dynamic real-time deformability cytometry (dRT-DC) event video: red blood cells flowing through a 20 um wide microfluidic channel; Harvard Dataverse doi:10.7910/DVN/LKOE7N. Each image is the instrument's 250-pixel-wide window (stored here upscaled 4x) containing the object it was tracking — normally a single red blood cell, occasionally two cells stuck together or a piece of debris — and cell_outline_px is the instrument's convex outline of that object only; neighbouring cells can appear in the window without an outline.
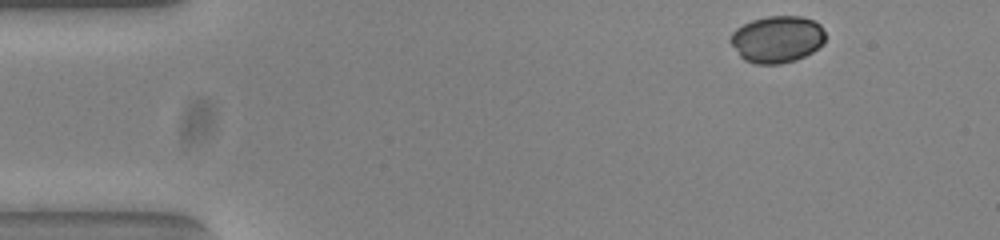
{"species": "common noctule bat (a hibernating species)", "species_latin": "Nyctalus noctula", "temperature_condition": "warm", "stored_images_in_passage": 48, "camera_frame_rate_fps": 3000, "um_per_image_px": 0.085, "animal": {"sex": "female", "body_mass_g": 23.0, "forearm_length_mm": 53.4}, "frame": {"image": 1, "passage_image": 1, "time_ms": 0.0, "image_size_px": [1000, 240], "cell_outline_px": [[824, 44], [812, 52], [796, 60], [780, 64], [756, 64], [744, 60], [740, 56], [728, 40], [732, 32], [736, 28], [752, 20], [768, 16], [800, 16], [812, 20], [820, 24], [824, 32]], "centroid_in_image_um": [66.04, 3.34], "position_along_channel_um": 19.0, "area_um2": 26.01}}
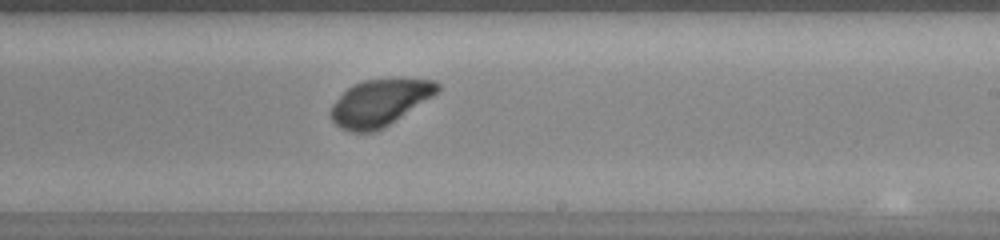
{"frame": {"image": 2, "passage_image": 27, "time_ms": 8.667, "image_size_px": [1000, 240], "cell_outline_px": [[440, 92], [384, 128], [372, 132], [352, 132], [340, 128], [332, 120], [328, 112], [332, 104], [352, 84], [364, 80], [436, 80], [440, 84]], "centroid_in_image_um": [32.27, 8.75], "position_along_channel_um": 256.7, "area_um2": 28.84}}
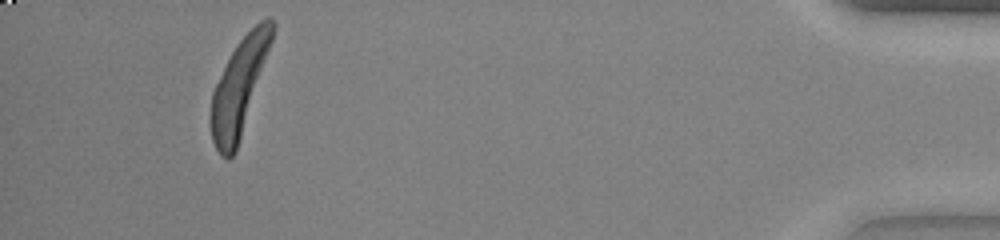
{"frame": {"image": 3, "passage_image": 45, "time_ms": 14.667, "image_size_px": [1000, 240], "cell_outline_px": [[276, 28], [236, 152], [228, 160], [220, 156], [212, 140], [212, 92], [236, 44], [260, 20], [268, 16], [276, 24]], "centroid_in_image_um": [20.35, 7.39], "position_along_channel_um": 414.8, "area_um2": 33.18}, "authors_computed_cell_mechanics": {"area_um2": 29.5936, "velocity_mm_per_s": 3.8208, "shape_relaxation_time_tau1_ms": 1.0508, "shape_relaxation_time_tau2_ms": null, "deformation_change_tau1": 0.0705, "deformation_change_tau2": null}}